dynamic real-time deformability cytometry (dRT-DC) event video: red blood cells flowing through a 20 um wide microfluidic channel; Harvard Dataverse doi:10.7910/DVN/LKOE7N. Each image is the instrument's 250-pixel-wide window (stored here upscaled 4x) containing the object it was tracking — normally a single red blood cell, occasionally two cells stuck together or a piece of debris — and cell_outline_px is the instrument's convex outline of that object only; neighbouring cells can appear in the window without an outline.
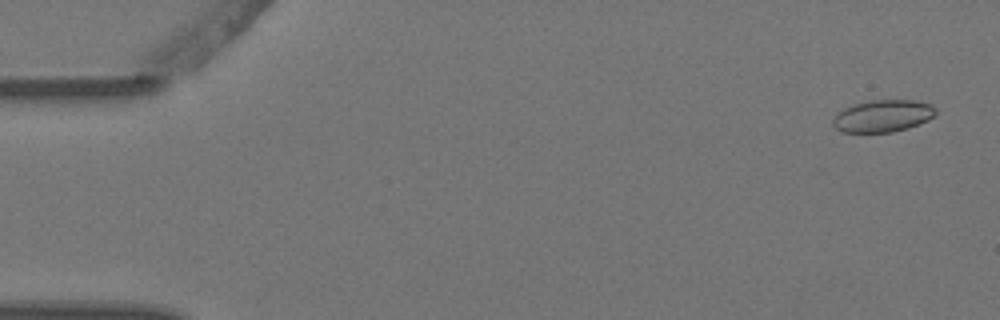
{"species": "Egyptian fruit bat (a non-hibernating species)", "species_latin": "Rousettus aegyptiacus", "temperature_condition": "warm", "stored_images_in_passage": 4, "camera_frame_rate_fps": 3000, "um_per_image_px": 0.085, "animal": {"sex": "female"}, "frame": {"image": 1, "passage_image": 1, "time_ms": 0.0, "image_size_px": [1000, 320], "cell_outline_px": [[936, 116], [928, 120], [908, 128], [892, 132], [840, 132], [832, 124], [832, 120], [844, 108], [868, 100], [916, 100], [932, 104], [936, 108]], "centroid_in_image_um": [75.08, 9.85], "position_along_channel_um": 9.9, "area_um2": 19.31}}